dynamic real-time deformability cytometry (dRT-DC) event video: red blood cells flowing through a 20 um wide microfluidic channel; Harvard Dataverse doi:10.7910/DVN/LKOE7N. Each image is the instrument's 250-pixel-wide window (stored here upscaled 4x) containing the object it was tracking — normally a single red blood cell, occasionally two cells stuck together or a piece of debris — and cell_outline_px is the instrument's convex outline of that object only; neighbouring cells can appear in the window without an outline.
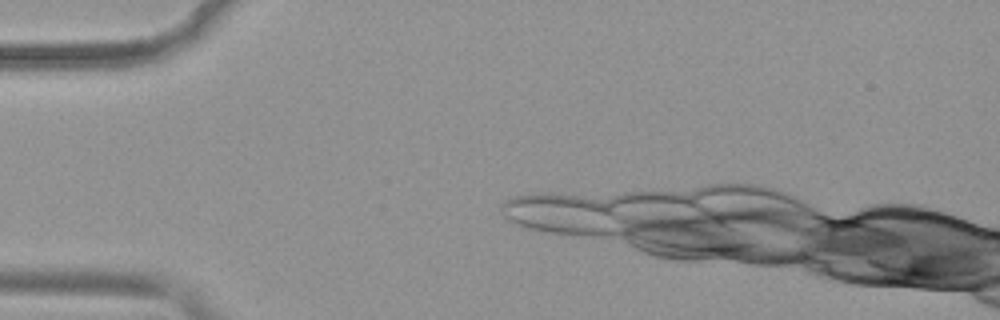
{"species": "common noctule bat (a hibernating species)", "species_latin": "Nyctalus noctula", "temperature_condition": "warm", "stored_images_in_passage": 9, "camera_frame_rate_fps": 3000, "um_per_image_px": 0.085, "animal": {"sex": "female", "body_mass_g": 19.9}, "frame": {"image": 1, "passage_image": 1, "time_ms": 0.0, "image_size_px": [1000, 320], "cell_outline_px": [[980, 284], [976, 288], [936, 288], [888, 284], [852, 280], [856, 276], [876, 264], [924, 256], [932, 256]], "centroid_in_image_um": [77.97, 23.31], "position_along_channel_um": 7.0, "area_um2": 18.38}}